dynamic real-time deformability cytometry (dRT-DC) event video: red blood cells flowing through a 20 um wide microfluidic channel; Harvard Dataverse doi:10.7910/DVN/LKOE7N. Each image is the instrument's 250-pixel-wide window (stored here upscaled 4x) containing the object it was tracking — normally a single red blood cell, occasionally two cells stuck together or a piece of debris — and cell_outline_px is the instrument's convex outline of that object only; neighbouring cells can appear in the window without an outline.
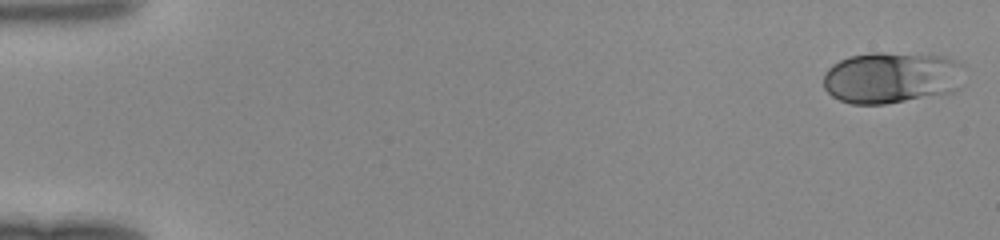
{"species": "human", "species_latin": "Homo sapiens", "temperature_condition": "room temperature", "stored_images_in_passage": 47, "camera_frame_rate_fps": 3000, "um_per_image_px": 0.085, "donor": {"sex": "female"}, "frame": {"image": 1, "passage_image": 1, "time_ms": 0.0, "image_size_px": [1000, 240], "cell_outline_px": [[964, 64], [956, 88], [952, 92], [884, 104], [852, 104], [840, 100], [832, 96], [824, 88], [824, 72], [832, 64], [848, 56], [872, 52], [884, 52], [944, 56], [960, 60]], "centroid_in_image_um": [75.75, 6.57], "position_along_channel_um": 9.3, "area_um2": 42.37}}
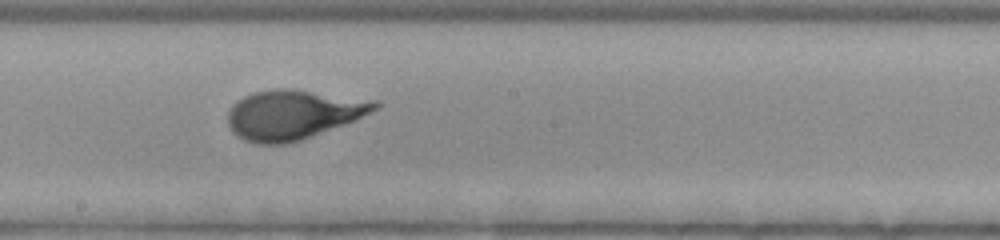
{"frame": {"image": 2, "passage_image": 27, "time_ms": 8.667, "image_size_px": [1000, 240], "cell_outline_px": [[380, 104], [376, 108], [344, 124], [312, 136], [300, 140], [284, 144], [256, 144], [244, 140], [236, 136], [232, 132], [228, 124], [228, 112], [232, 104], [236, 100], [252, 92], [276, 88], [292, 88], [376, 100]], "centroid_in_image_um": [24.84, 9.73], "position_along_channel_um": 223.4, "area_um2": 42.37}}
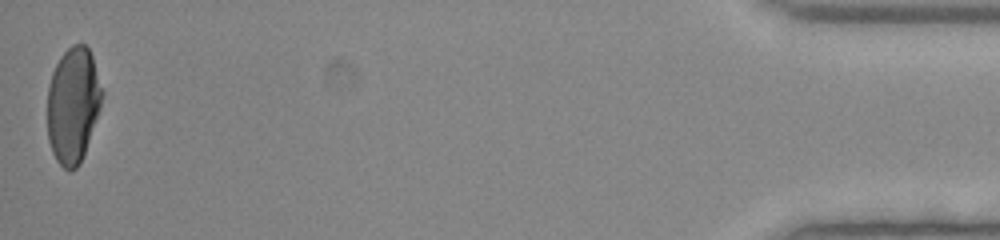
{"frame": {"image": 3, "passage_image": 47, "time_ms": 15.333, "image_size_px": [1000, 240], "cell_outline_px": [[104, 96], [100, 108], [80, 164], [72, 172], [68, 172], [56, 160], [52, 152], [48, 140], [48, 84], [52, 72], [60, 56], [72, 44], [84, 44], [88, 48], [92, 56], [104, 92]], "centroid_in_image_um": [6.21, 8.93], "position_along_channel_um": 429.0, "area_um2": 37.05}}